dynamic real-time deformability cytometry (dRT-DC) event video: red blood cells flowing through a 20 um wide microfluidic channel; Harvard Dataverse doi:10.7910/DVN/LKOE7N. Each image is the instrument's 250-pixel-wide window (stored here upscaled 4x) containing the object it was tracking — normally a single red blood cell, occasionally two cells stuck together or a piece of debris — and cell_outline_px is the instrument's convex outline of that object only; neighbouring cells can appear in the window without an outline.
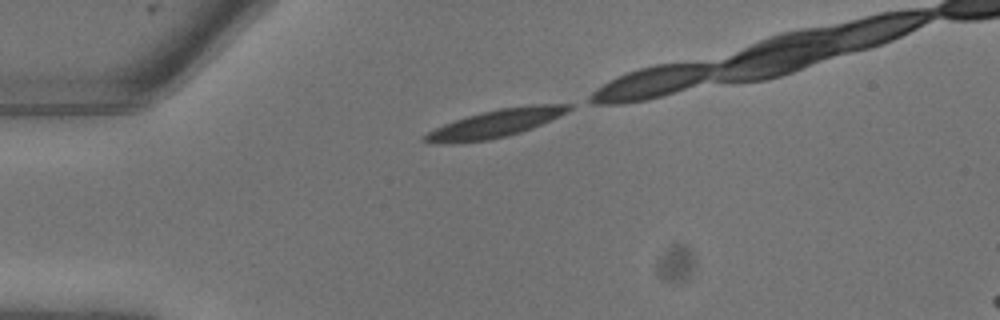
{"species": "common noctule bat (a hibernating species)", "species_latin": "Nyctalus noctula", "temperature_condition": "warm", "stored_images_in_passage": 5, "camera_frame_rate_fps": 3000, "um_per_image_px": 0.085, "animal": {"sex": "male", "body_mass_g": 13.3}, "frame": {"image": 1, "passage_image": 1, "time_ms": 0.0, "image_size_px": [1000, 320], "cell_outline_px": [[572, 108], [560, 116], [532, 128], [508, 136], [488, 140], [456, 144], [428, 144], [420, 140], [428, 132], [444, 124], [468, 116], [500, 108], [532, 104], [572, 104]], "centroid_in_image_um": [42.07, 10.52], "position_along_channel_um": 42.9, "area_um2": 23.47}}
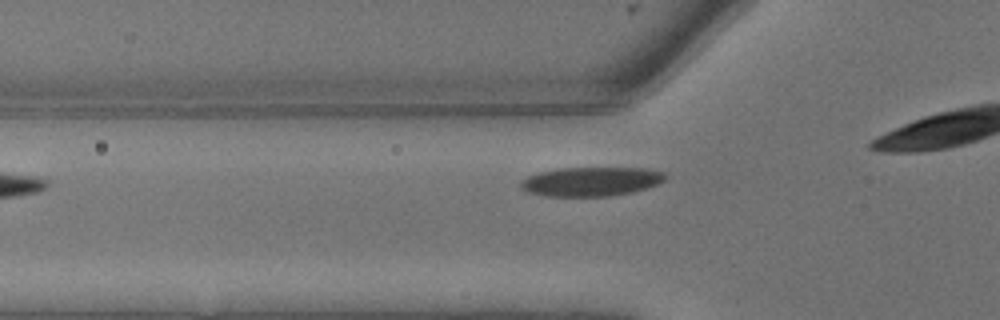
{"frame": {"image": 2, "passage_image": 5, "time_ms": 1.333, "image_size_px": [1000, 320], "cell_outline_px": [[664, 180], [648, 188], [632, 192], [608, 196], [548, 196], [528, 192], [520, 188], [520, 180], [536, 172], [556, 168], [644, 168], [664, 172]], "centroid_in_image_um": [50.19, 15.42], "position_along_channel_um": 75.6, "area_um2": 24.57}}